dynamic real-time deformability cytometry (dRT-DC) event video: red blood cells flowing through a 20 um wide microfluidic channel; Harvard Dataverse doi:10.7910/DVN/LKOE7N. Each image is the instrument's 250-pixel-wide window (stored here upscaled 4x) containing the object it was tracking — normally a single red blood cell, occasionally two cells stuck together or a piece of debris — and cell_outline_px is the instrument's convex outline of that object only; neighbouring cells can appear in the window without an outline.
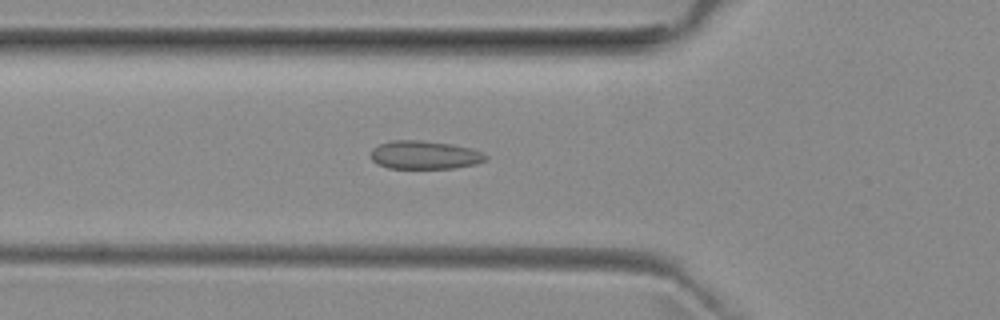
{"species": "common noctule bat (a hibernating species)", "species_latin": "Nyctalus noctula", "temperature_condition": "room temperature", "stored_images_in_passage": 38, "camera_frame_rate_fps": 3000, "um_per_image_px": 0.085, "animal": {"sex": "female", "body_mass_g": 29.2, "forearm_length_mm": 56.3}, "frame": {"image": 1, "passage_image": 8, "time_ms": 2.333, "image_size_px": [1000, 320], "cell_outline_px": [[488, 156], [484, 160], [476, 164], [452, 168], [388, 168], [376, 164], [368, 156], [372, 148], [380, 144], [392, 140], [420, 140], [452, 144], [472, 148]], "centroid_in_image_um": [36.03, 13.17], "position_along_channel_um": 89.8, "area_um2": 19.07}}
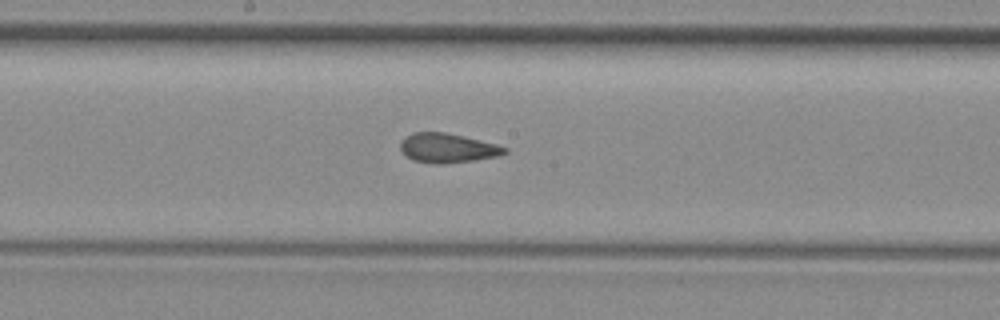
{"frame": {"image": 2, "passage_image": 17, "time_ms": 5.333, "image_size_px": [1000, 320], "cell_outline_px": [[508, 152], [500, 156], [472, 160], [440, 164], [436, 164], [412, 160], [400, 148], [400, 140], [404, 136], [412, 132], [444, 132], [464, 136], [496, 144], [508, 148]], "centroid_in_image_um": [38.03, 12.57], "position_along_channel_um": 210.2, "area_um2": 17.86}}
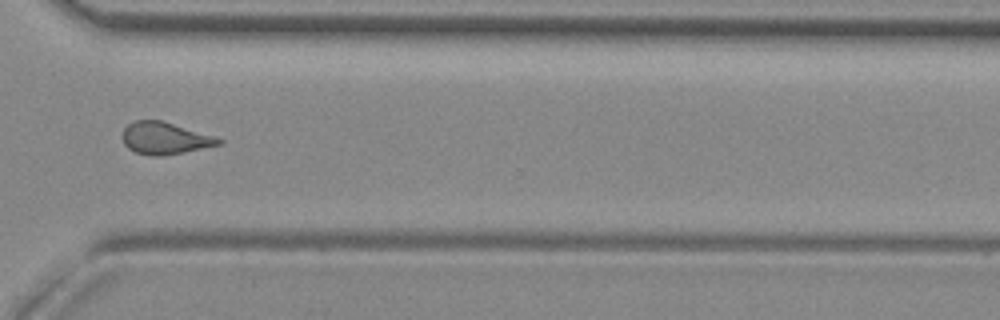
{"frame": {"image": 3, "passage_image": 28, "time_ms": 9.0, "image_size_px": [1000, 320], "cell_outline_px": [[224, 140], [220, 144], [164, 156], [152, 156], [136, 152], [128, 148], [124, 144], [120, 136], [124, 128], [128, 124], [136, 120], [160, 120], [216, 136]], "centroid_in_image_um": [13.98, 11.75], "position_along_channel_um": 356.6, "area_um2": 17.98}, "authors_computed_cell_mechanics": {"area_um2": 18.1492, "velocity_mm_per_s": 3.9939, "shape_relaxation_time_tau1_ms": null, "shape_relaxation_time_tau2_ms": 1.1275, "deformation_change_tau1": null, "deformation_change_tau2": 0.0829}}